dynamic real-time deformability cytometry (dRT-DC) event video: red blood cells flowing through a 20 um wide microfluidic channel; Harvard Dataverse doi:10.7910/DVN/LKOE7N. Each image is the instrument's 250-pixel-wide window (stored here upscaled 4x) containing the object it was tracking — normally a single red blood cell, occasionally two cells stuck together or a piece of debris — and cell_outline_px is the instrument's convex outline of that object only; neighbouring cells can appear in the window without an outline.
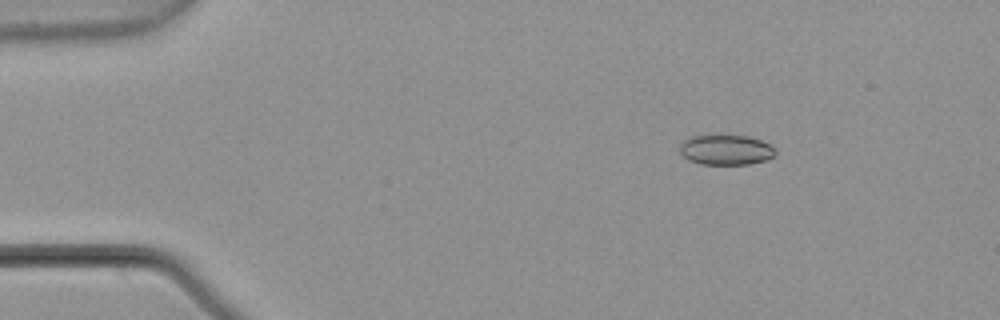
{"species": "common noctule bat (a hibernating species)", "species_latin": "Nyctalus noctula", "temperature_condition": "warm", "stored_images_in_passage": 7, "camera_frame_rate_fps": 3000, "um_per_image_px": 0.085, "animal": {"sex": "male", "body_mass_g": 21.5, "forearm_length_mm": 52.0}, "frame": {"image": 1, "passage_image": 3, "time_ms": 0.667, "image_size_px": [1000, 320], "cell_outline_px": [[776, 156], [764, 160], [748, 164], [700, 164], [688, 160], [680, 152], [680, 144], [688, 136], [712, 132], [748, 136], [760, 140], [776, 148]], "centroid_in_image_um": [61.66, 12.68], "position_along_channel_um": 23.3, "area_um2": 17.57}}
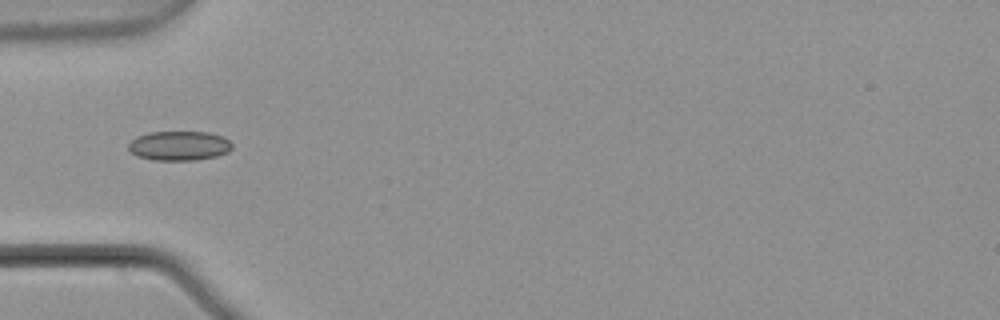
{"frame": {"image": 2, "passage_image": 6, "time_ms": 1.667, "image_size_px": [1000, 320], "cell_outline_px": [[232, 148], [228, 152], [216, 156], [196, 160], [152, 160], [136, 156], [128, 148], [128, 144], [136, 136], [148, 132], [208, 132], [224, 136], [232, 144]], "centroid_in_image_um": [15.23, 12.39], "position_along_channel_um": 69.8, "area_um2": 17.92}}
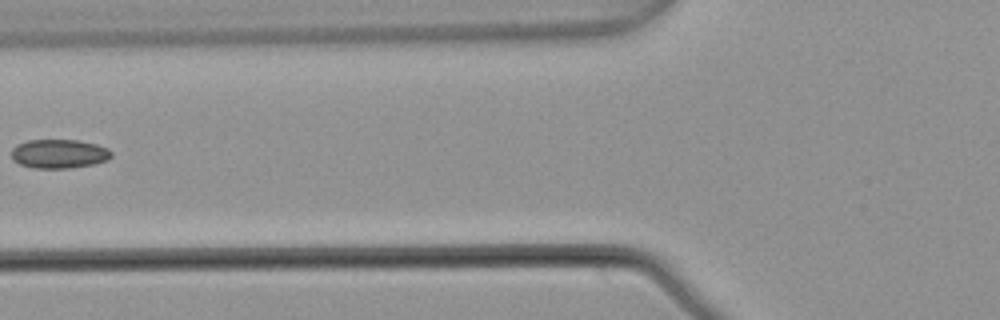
{"frame": {"image": 3, "passage_image": 7, "time_ms": 2.0, "image_size_px": [1000, 320], "cell_outline_px": [[112, 156], [108, 160], [92, 164], [68, 168], [32, 168], [20, 164], [12, 160], [12, 148], [16, 144], [28, 140], [76, 140], [96, 144], [108, 148], [112, 152]], "centroid_in_image_um": [5.0, 13.07], "position_along_channel_um": 120.8, "area_um2": 16.94}}